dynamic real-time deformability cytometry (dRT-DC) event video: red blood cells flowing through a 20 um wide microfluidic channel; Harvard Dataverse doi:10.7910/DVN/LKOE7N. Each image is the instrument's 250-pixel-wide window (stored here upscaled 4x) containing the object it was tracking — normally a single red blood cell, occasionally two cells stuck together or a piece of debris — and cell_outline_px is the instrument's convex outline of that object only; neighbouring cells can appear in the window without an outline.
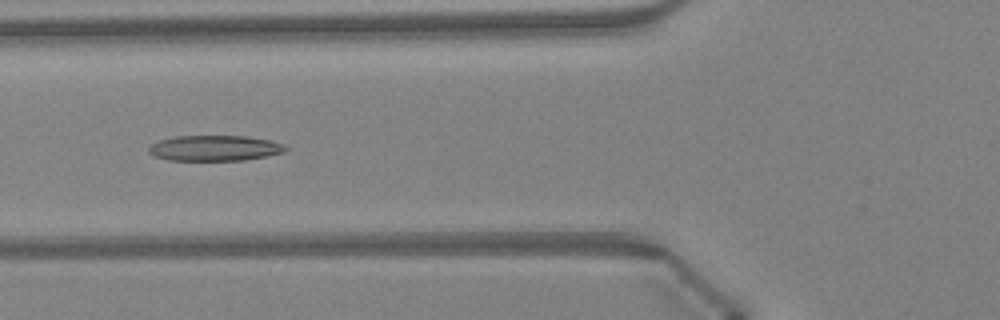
{"species": "Egyptian fruit bat (a non-hibernating species)", "species_latin": "Rousettus aegyptiacus", "temperature_condition": "warm", "stored_images_in_passage": 47, "camera_frame_rate_fps": 3000, "um_per_image_px": 0.085, "animal": {"sex": "female"}, "frame": {"image": 1, "passage_image": 18, "time_ms": 5.667, "image_size_px": [1000, 320], "cell_outline_px": [[288, 148], [284, 152], [244, 160], [168, 160], [152, 156], [148, 152], [148, 148], [152, 144], [160, 140], [176, 136], [248, 136], [272, 140], [284, 144]], "centroid_in_image_um": [18.25, 12.58], "position_along_channel_um": 107.6, "area_um2": 20.4}}
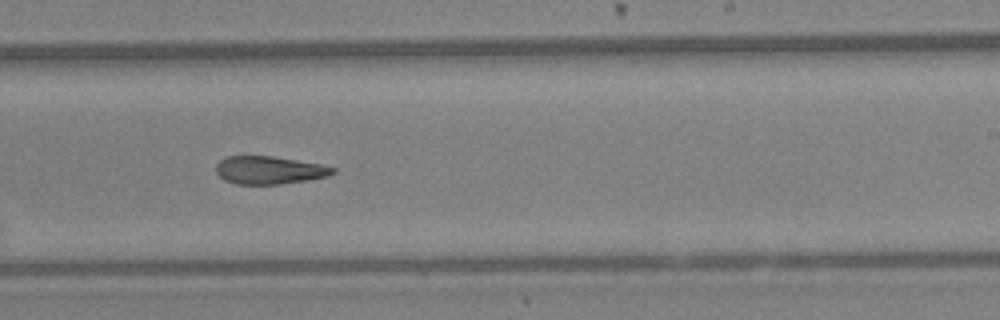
{"frame": {"image": 2, "passage_image": 29, "time_ms": 9.333, "image_size_px": [1000, 320], "cell_outline_px": [[336, 172], [328, 176], [308, 180], [280, 184], [236, 184], [224, 180], [216, 172], [216, 164], [224, 156], [272, 156], [320, 164], [336, 168]], "centroid_in_image_um": [22.88, 14.46], "position_along_channel_um": 266.1, "area_um2": 19.02}}
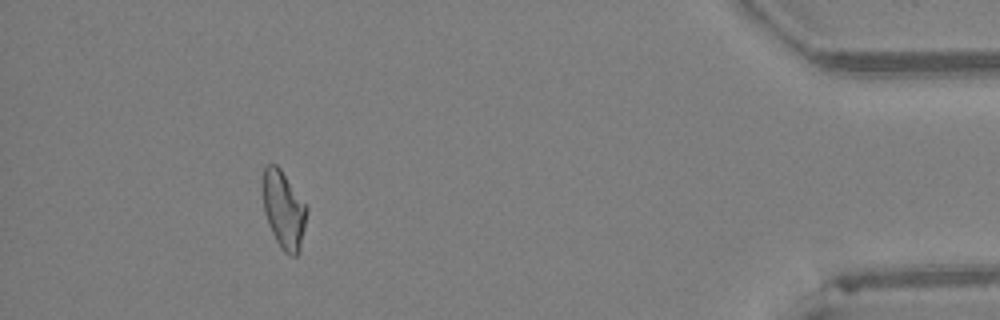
{"frame": {"image": 3, "passage_image": 43, "time_ms": 14.0, "image_size_px": [1000, 320], "cell_outline_px": [[308, 212], [300, 252], [296, 256], [292, 256], [284, 252], [280, 248], [268, 224], [264, 212], [260, 184], [264, 168], [268, 164], [276, 164], [280, 168], [308, 208]], "centroid_in_image_um": [24.09, 17.83], "position_along_channel_um": 411.1, "area_um2": 20.35}, "authors_computed_cell_mechanics": {"area_um2": 20.4034, "velocity_mm_per_s": 4.3464, "shape_relaxation_time_tau1_ms": null, "shape_relaxation_time_tau2_ms": 6.669, "deformation_change_tau1": null, "deformation_change_tau2": 0.1916}}